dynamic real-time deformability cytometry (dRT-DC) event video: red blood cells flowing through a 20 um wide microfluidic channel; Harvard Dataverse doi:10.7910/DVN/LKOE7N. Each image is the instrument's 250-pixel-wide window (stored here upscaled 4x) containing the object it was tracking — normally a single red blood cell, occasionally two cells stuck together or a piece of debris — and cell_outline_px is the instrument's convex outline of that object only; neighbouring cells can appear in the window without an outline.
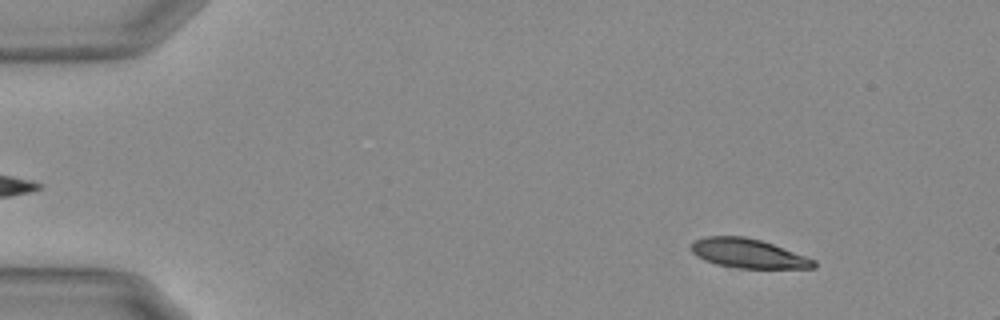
{"species": "Egyptian fruit bat (a non-hibernating species)", "species_latin": "Rousettus aegyptiacus", "temperature_condition": "warm", "stored_images_in_passage": 57, "segment_of_instrument_passage": [1, 2], "camera_frame_rate_fps": 3000, "um_per_image_px": 0.085, "animal": {"sex": "female"}, "frame": {"image": 1, "passage_image": 7, "time_ms": 2.0, "image_size_px": [1000, 320], "cell_outline_px": [[816, 268], [740, 268], [716, 264], [704, 260], [696, 256], [692, 252], [692, 244], [696, 240], [704, 236], [744, 236], [760, 240], [772, 244], [816, 260]], "centroid_in_image_um": [63.59, 21.54], "position_along_channel_um": 21.4, "area_um2": 20.69}}
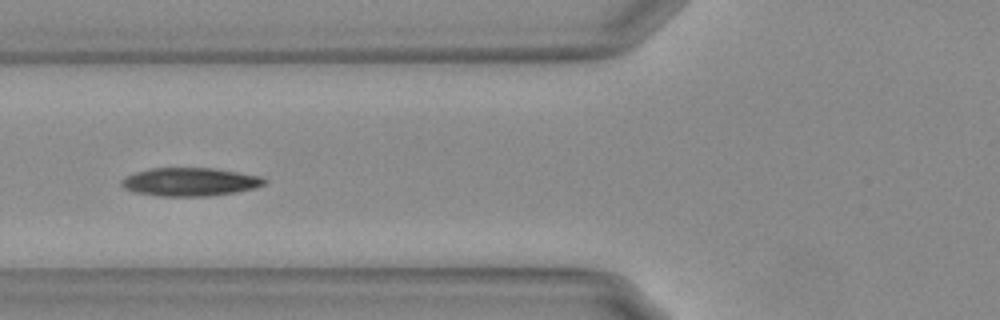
{"frame": {"image": 2, "passage_image": 22, "time_ms": 7.0, "image_size_px": [1000, 320], "cell_outline_px": [[268, 180], [264, 184], [256, 188], [236, 192], [208, 196], [160, 196], [132, 192], [124, 188], [120, 184], [120, 180], [136, 172], [152, 168], [216, 168], [264, 176]], "centroid_in_image_um": [16.19, 15.46], "position_along_channel_um": 109.6, "area_um2": 23.81}}
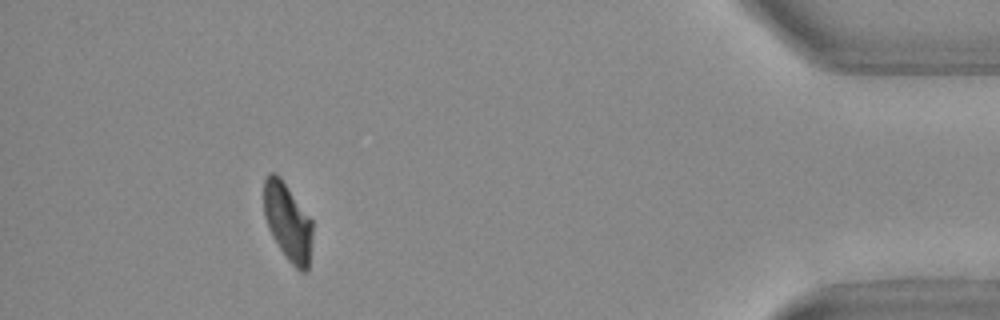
{"frame": {"image": 3, "passage_image": 51, "time_ms": 16.667, "image_size_px": [1000, 320], "cell_outline_px": [[312, 232], [308, 268], [304, 272], [300, 272], [288, 260], [272, 236], [268, 228], [264, 216], [264, 180], [268, 172], [276, 172], [280, 176], [312, 220]], "centroid_in_image_um": [24.44, 18.83], "position_along_channel_um": 410.8, "area_um2": 21.91}}